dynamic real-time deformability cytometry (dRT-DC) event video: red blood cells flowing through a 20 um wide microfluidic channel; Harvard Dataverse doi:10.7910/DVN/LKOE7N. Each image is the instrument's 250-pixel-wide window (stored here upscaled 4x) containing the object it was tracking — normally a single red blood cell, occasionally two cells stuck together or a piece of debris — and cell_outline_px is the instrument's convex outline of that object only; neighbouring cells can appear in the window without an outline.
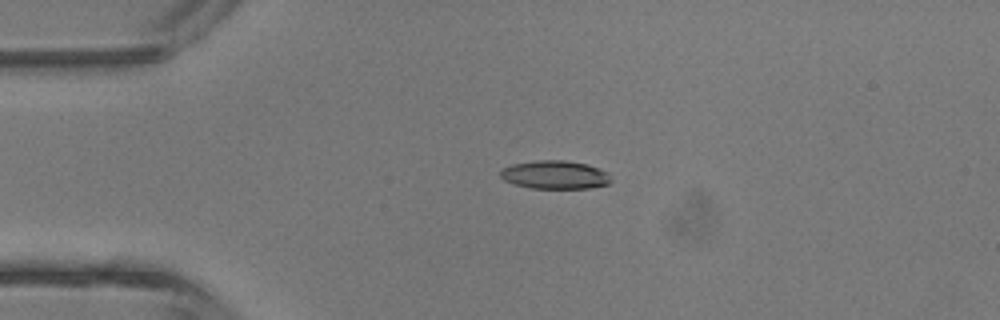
{"species": "common noctule bat (a hibernating species)", "species_latin": "Nyctalus noctula", "temperature_condition": "room temperature", "stored_images_in_passage": 4, "camera_frame_rate_fps": 3000, "um_per_image_px": 0.085, "animal": {"sex": "male", "body_mass_g": 13.3}, "frame": {"image": 1, "passage_image": 3, "time_ms": 2.333, "image_size_px": [1000, 320], "cell_outline_px": [[612, 180], [608, 184], [588, 188], [532, 188], [512, 184], [504, 180], [500, 176], [500, 172], [504, 168], [512, 164], [536, 160], [564, 160], [588, 164], [600, 168], [608, 172]], "centroid_in_image_um": [47.19, 14.85], "position_along_channel_um": 37.8, "area_um2": 18.38}}